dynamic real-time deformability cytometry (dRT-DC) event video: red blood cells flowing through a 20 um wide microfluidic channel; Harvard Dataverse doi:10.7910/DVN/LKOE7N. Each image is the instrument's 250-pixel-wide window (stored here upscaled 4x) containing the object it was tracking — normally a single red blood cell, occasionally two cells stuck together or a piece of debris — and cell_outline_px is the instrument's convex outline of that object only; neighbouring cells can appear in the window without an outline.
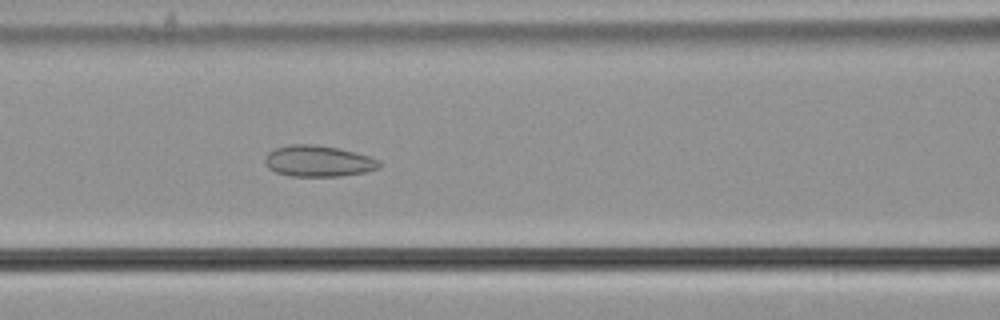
{"species": "common noctule bat (a hibernating species)", "species_latin": "Nyctalus noctula", "temperature_condition": "cold", "stored_images_in_passage": 45, "camera_frame_rate_fps": 3000, "um_per_image_px": 0.085, "animal": {"sex": "male", "body_mass_g": 21.5, "forearm_length_mm": 52.0}, "frame": {"image": 1, "passage_image": 19, "time_ms": 6.0, "image_size_px": [1000, 320], "cell_outline_px": [[380, 168], [368, 172], [340, 176], [288, 176], [276, 172], [268, 168], [264, 164], [264, 160], [268, 152], [276, 148], [288, 144], [316, 144], [336, 148], [368, 156], [380, 160]], "centroid_in_image_um": [27.03, 13.7], "position_along_channel_um": 139.6, "area_um2": 20.87}}
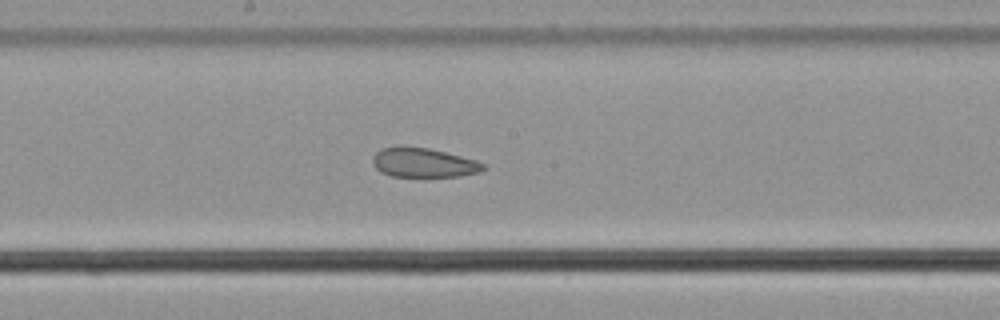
{"frame": {"image": 2, "passage_image": 25, "time_ms": 8.0, "image_size_px": [1000, 320], "cell_outline_px": [[488, 168], [480, 172], [460, 176], [392, 176], [380, 172], [372, 164], [372, 160], [376, 152], [380, 148], [396, 144], [400, 144], [428, 148], [476, 160], [484, 164]], "centroid_in_image_um": [35.95, 13.8], "position_along_channel_um": 212.2, "area_um2": 19.25}}
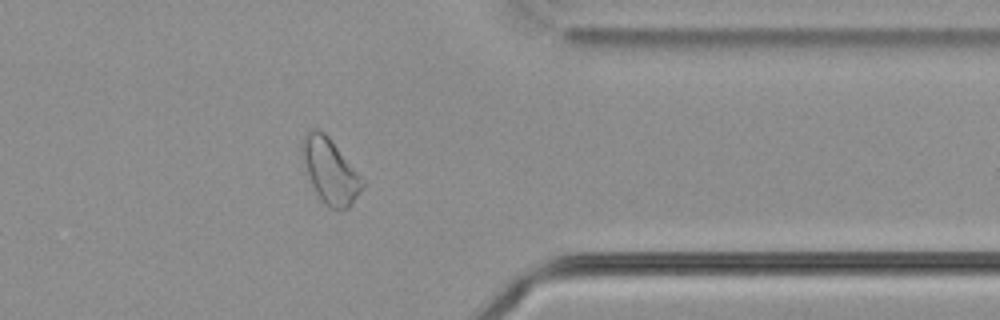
{"frame": {"image": 3, "passage_image": 40, "time_ms": 13.0, "image_size_px": [1000, 320], "cell_outline_px": [[364, 188], [352, 204], [348, 208], [340, 212], [328, 208], [324, 204], [316, 192], [304, 172], [300, 156], [300, 144], [304, 132], [312, 128], [316, 128], [324, 132], [328, 136], [364, 180]], "centroid_in_image_um": [28.0, 14.53], "position_along_channel_um": 383.4, "area_um2": 23.52}}